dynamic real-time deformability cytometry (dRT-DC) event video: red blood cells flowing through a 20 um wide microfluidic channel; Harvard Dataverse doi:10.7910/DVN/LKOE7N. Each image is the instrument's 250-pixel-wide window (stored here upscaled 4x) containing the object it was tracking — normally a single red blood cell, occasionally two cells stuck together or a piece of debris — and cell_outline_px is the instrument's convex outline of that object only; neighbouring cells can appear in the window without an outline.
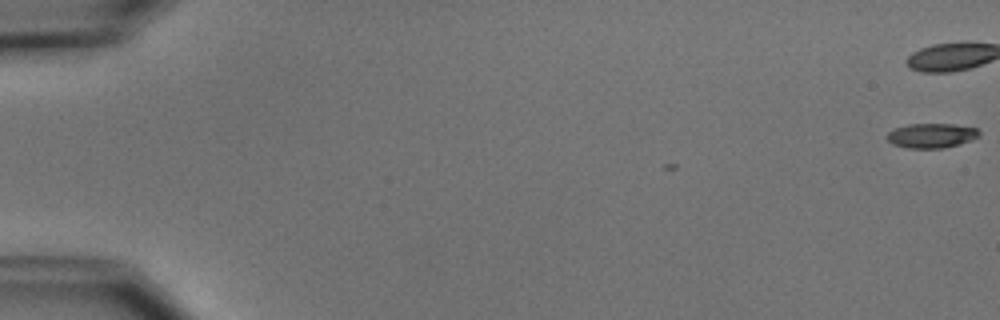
{"species": "common noctule bat (a hibernating species)", "species_latin": "Nyctalus noctula", "temperature_condition": "cold", "stored_images_in_passage": 3, "camera_frame_rate_fps": 3000, "um_per_image_px": 0.085, "animal": {"sex": "male", "body_mass_g": 15.6}, "frame": {"image": 1, "passage_image": 3, "time_ms": 0.667, "image_size_px": [1000, 320], "cell_outline_px": [[980, 136], [972, 140], [944, 148], [908, 148], [892, 144], [888, 140], [888, 132], [896, 128], [908, 124], [952, 124], [976, 128], [980, 132]], "centroid_in_image_um": [79.19, 11.53], "position_along_channel_um": 5.8, "area_um2": 13.12}}